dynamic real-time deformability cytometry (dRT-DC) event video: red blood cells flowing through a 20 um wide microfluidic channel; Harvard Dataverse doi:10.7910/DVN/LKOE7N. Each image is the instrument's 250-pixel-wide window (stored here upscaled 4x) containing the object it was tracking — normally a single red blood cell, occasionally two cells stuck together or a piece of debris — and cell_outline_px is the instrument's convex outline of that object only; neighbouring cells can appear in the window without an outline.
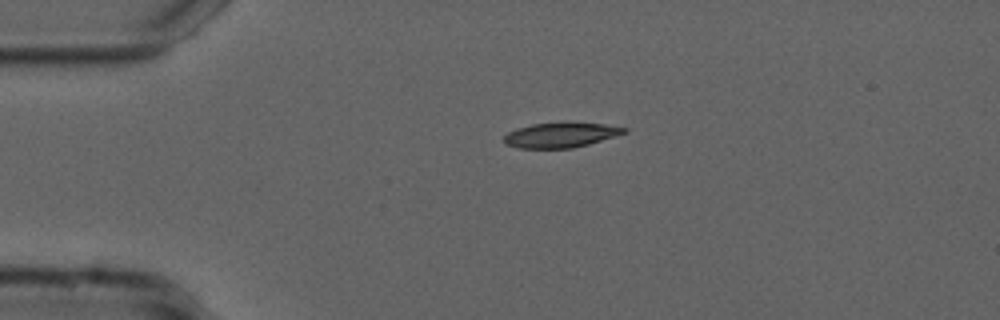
{"species": "common noctule bat (a hibernating species)", "species_latin": "Nyctalus noctula", "temperature_condition": "cold", "stored_images_in_passage": 43, "camera_frame_rate_fps": 3000, "um_per_image_px": 0.085, "animal": {"sex": "male", "forearm_length_mm": 52.5}, "frame": {"image": 1, "passage_image": 1, "time_ms": 0.0, "image_size_px": [1000, 320], "cell_outline_px": [[628, 132], [588, 144], [572, 148], [520, 148], [504, 144], [504, 136], [508, 132], [516, 128], [532, 124], [604, 124], [628, 128]], "centroid_in_image_um": [47.63, 11.5], "position_along_channel_um": 37.4, "area_um2": 16.94}}
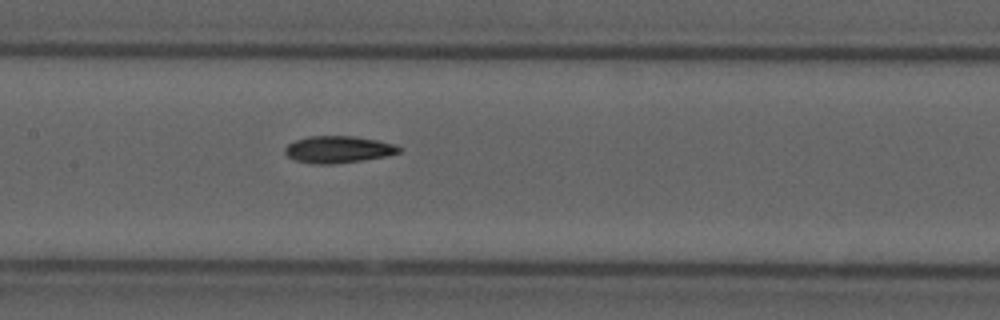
{"frame": {"image": 2, "passage_image": 15, "time_ms": 4.667, "image_size_px": [1000, 320], "cell_outline_px": [[404, 148], [400, 152], [384, 156], [360, 160], [332, 164], [312, 164], [296, 160], [288, 156], [284, 152], [284, 148], [288, 144], [296, 140], [308, 136], [356, 136], [376, 140], [392, 144]], "centroid_in_image_um": [28.72, 12.7], "position_along_channel_um": 178.7, "area_um2": 17.74}}
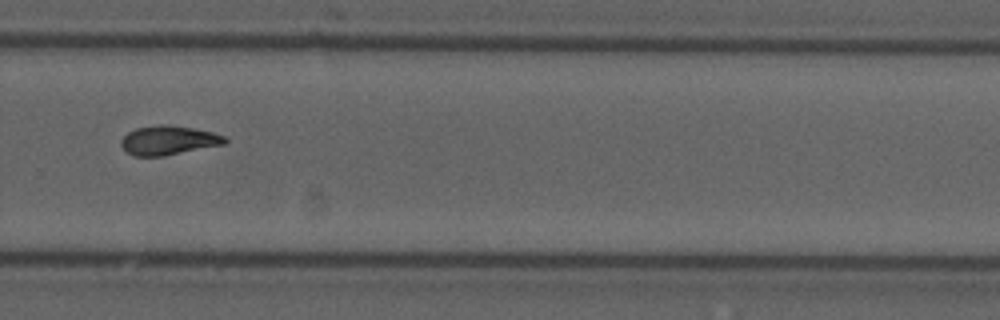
{"frame": {"image": 3, "passage_image": 26, "time_ms": 8.333, "image_size_px": [1000, 320], "cell_outline_px": [[228, 140], [224, 144], [164, 156], [132, 156], [120, 144], [120, 140], [128, 132], [136, 128], [160, 124], [168, 124], [192, 128], [212, 132], [224, 136]], "centroid_in_image_um": [14.3, 11.92], "position_along_channel_um": 315.5, "area_um2": 17.57}}